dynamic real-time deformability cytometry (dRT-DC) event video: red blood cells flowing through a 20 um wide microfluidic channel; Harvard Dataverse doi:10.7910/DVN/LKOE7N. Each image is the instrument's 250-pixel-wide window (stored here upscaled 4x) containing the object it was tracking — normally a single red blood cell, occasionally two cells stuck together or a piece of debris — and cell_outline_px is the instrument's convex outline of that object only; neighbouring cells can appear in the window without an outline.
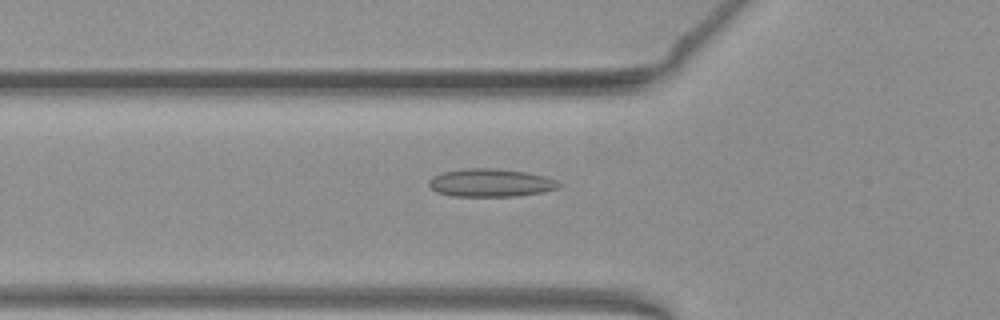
{"species": "common noctule bat (a hibernating species)", "species_latin": "Nyctalus noctula", "temperature_condition": "warm", "stored_images_in_passage": 47, "camera_frame_rate_fps": 3000, "um_per_image_px": 0.085, "animal": {"sex": "female", "body_mass_g": 19.3, "forearm_length_mm": 54.1}, "frame": {"image": 1, "passage_image": 13, "time_ms": 4.0, "image_size_px": [1000, 320], "cell_outline_px": [[560, 188], [544, 192], [516, 196], [452, 196], [436, 192], [428, 184], [428, 180], [432, 176], [444, 172], [464, 168], [496, 168], [528, 172], [544, 176], [556, 180], [560, 184]], "centroid_in_image_um": [41.71, 15.53], "position_along_channel_um": 84.1, "area_um2": 21.39}}
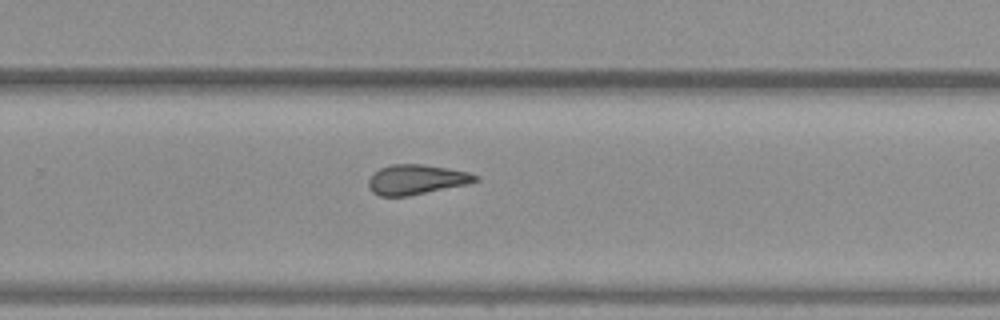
{"frame": {"image": 2, "passage_image": 29, "time_ms": 9.333, "image_size_px": [1000, 320], "cell_outline_px": [[480, 180], [468, 184], [408, 196], [380, 196], [372, 192], [368, 188], [368, 180], [380, 168], [392, 164], [420, 164], [448, 168], [468, 172], [480, 176]], "centroid_in_image_um": [35.41, 15.26], "position_along_channel_um": 294.4, "area_um2": 18.61}}
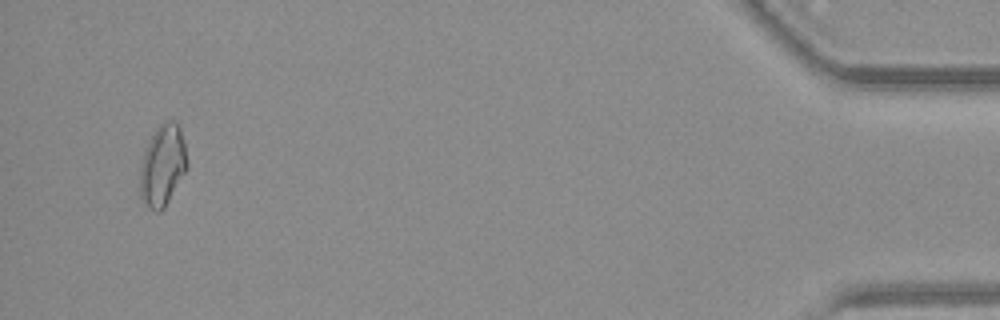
{"frame": {"image": 3, "passage_image": 45, "time_ms": 14.667, "image_size_px": [1000, 320], "cell_outline_px": [[188, 168], [164, 208], [160, 212], [156, 212], [140, 196], [140, 168], [144, 152], [152, 136], [160, 124], [164, 120], [176, 120], [180, 128], [184, 144], [188, 164]], "centroid_in_image_um": [13.84, 14.04], "position_along_channel_um": 421.4, "area_um2": 22.02}, "authors_computed_cell_mechanics": {"area_um2": 19.363, "velocity_mm_per_s": 3.9379, "shape_relaxation_time_tau1_ms": null, "shape_relaxation_time_tau2_ms": 3.6194, "deformation_change_tau1": null, "deformation_change_tau2": 0.1082}}